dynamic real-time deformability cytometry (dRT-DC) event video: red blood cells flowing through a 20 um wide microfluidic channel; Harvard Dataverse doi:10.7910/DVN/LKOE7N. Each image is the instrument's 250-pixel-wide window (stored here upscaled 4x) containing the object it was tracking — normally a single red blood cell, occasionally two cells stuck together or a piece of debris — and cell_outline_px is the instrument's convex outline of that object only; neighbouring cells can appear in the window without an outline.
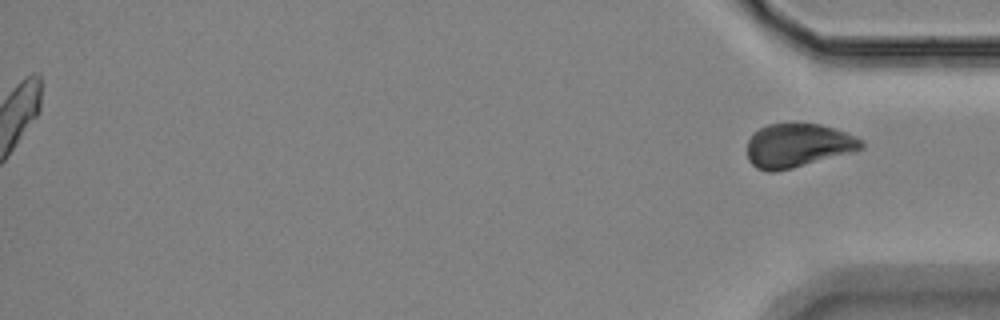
{"species": "Egyptian fruit bat (a non-hibernating species)", "species_latin": "Rousettus aegyptiacus", "temperature_condition": "room temperature", "stored_images_in_passage": 59, "segment_of_instrument_passage": [2, 2], "camera_frame_rate_fps": 3000, "um_per_image_px": 0.085, "animal": {"sex": "female"}, "frame": {"image": 1, "passage_image": 59, "time_ms": 19.333, "image_size_px": [1000, 320], "cell_outline_px": [[864, 148], [856, 152], [792, 168], [772, 172], [768, 172], [756, 168], [748, 160], [748, 140], [760, 128], [768, 124], [820, 124], [856, 136], [864, 140]], "centroid_in_image_um": [67.87, 12.38], "position_along_channel_um": 367.3, "area_um2": 29.13}}